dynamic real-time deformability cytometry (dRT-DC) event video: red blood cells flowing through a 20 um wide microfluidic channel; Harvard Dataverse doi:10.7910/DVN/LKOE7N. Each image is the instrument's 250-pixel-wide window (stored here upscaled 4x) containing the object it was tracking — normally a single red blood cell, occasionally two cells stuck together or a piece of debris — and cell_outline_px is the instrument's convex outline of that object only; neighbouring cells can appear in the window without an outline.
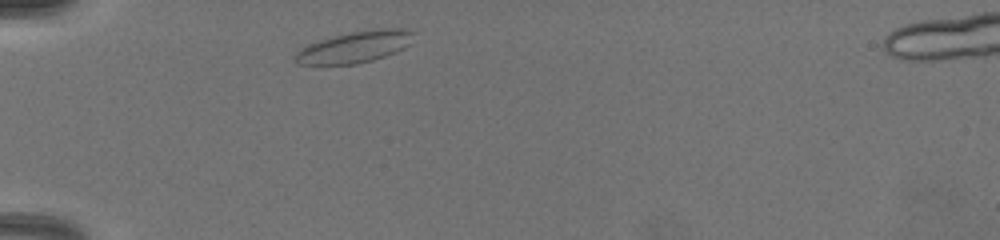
{"species": "common noctule bat (a hibernating species)", "species_latin": "Nyctalus noctula", "temperature_condition": "warm", "stored_images_in_passage": 12, "camera_frame_rate_fps": 3000, "um_per_image_px": 0.085, "animal": {"sex": "female", "body_mass_g": 19.5, "forearm_length_mm": 54.1}, "frame": {"image": 1, "passage_image": 1, "time_ms": 0.0, "image_size_px": [1000, 240], "cell_outline_px": [[416, 32], [412, 44], [396, 52], [372, 60], [356, 64], [296, 64], [296, 52], [300, 48], [308, 44], [320, 40], [352, 32], [372, 28], [404, 28]], "centroid_in_image_um": [30.24, 3.97], "position_along_channel_um": 54.8, "area_um2": 21.79}}
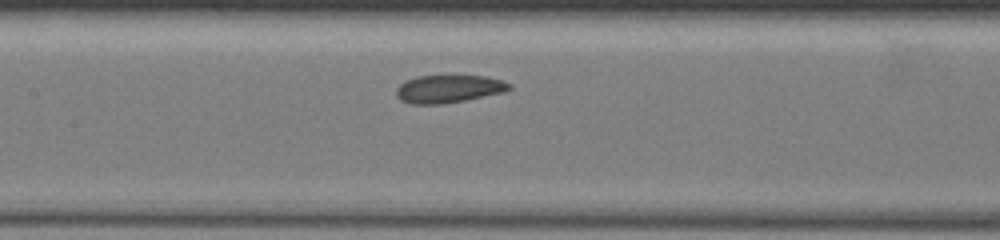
{"frame": {"image": 2, "passage_image": 8, "time_ms": 3.333, "image_size_px": [1000, 240], "cell_outline_px": [[512, 88], [504, 92], [464, 100], [440, 104], [412, 104], [400, 100], [396, 96], [396, 88], [404, 80], [416, 76], [484, 76], [500, 80], [512, 84]], "centroid_in_image_um": [38.09, 7.55], "position_along_channel_um": 169.3, "area_um2": 18.26}}
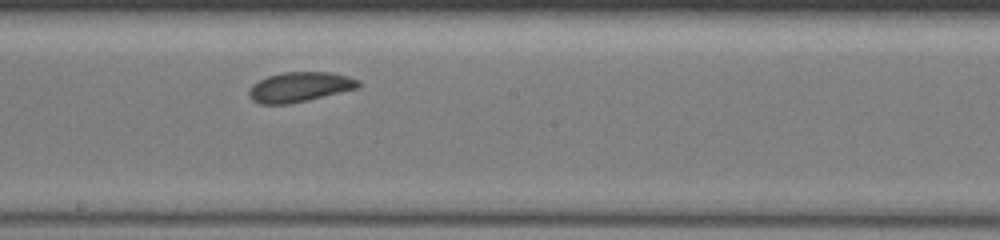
{"frame": {"image": 3, "passage_image": 11, "time_ms": 4.667, "image_size_px": [1000, 240], "cell_outline_px": [[360, 88], [308, 100], [288, 104], [260, 104], [252, 100], [248, 96], [248, 92], [252, 84], [268, 76], [284, 72], [332, 72], [348, 76], [360, 80]], "centroid_in_image_um": [25.5, 7.39], "position_along_channel_um": 222.7, "area_um2": 19.19}}